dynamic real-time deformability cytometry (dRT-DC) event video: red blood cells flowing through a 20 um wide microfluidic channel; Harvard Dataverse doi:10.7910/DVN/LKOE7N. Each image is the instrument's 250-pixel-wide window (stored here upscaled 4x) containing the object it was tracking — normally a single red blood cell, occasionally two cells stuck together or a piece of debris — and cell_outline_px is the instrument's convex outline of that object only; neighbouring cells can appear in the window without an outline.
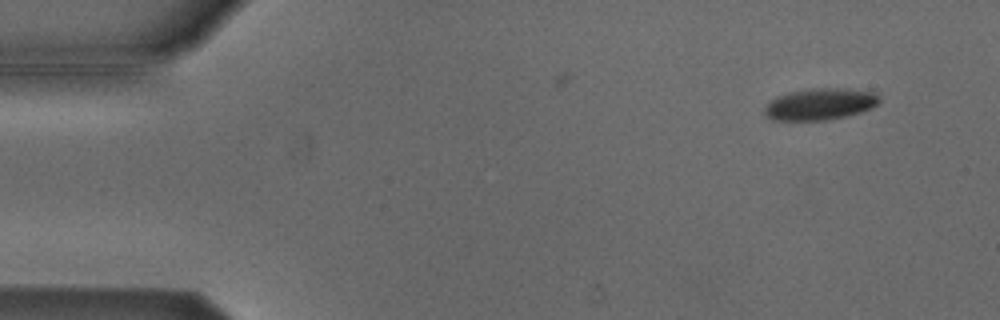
{"species": "Egyptian fruit bat (a non-hibernating species)", "species_latin": "Rousettus aegyptiacus", "temperature_condition": "cold", "stored_images_in_passage": 9, "camera_frame_rate_fps": 3000, "um_per_image_px": 0.085, "animal": {"sex": "male"}, "frame": {"image": 1, "passage_image": 4, "time_ms": 1.0, "image_size_px": [1000, 320], "cell_outline_px": [[880, 100], [872, 108], [848, 116], [828, 120], [772, 120], [764, 112], [764, 108], [776, 96], [788, 92], [812, 88], [844, 88], [876, 92], [880, 96]], "centroid_in_image_um": [69.73, 8.84], "position_along_channel_um": 15.3, "area_um2": 21.27}}